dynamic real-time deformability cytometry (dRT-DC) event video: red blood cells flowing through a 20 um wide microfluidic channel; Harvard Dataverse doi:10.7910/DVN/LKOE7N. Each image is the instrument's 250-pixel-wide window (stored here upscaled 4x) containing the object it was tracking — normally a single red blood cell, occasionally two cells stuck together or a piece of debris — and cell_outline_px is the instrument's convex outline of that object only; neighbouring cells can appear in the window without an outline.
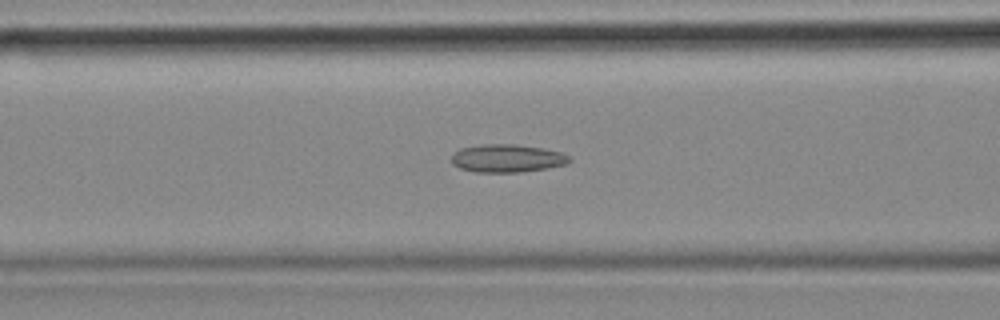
{"species": "common noctule bat (a hibernating species)", "species_latin": "Nyctalus noctula", "temperature_condition": "cold", "stored_images_in_passage": 23, "segment_of_instrument_passage": [2, 2], "camera_frame_rate_fps": 3000, "um_per_image_px": 0.085, "animal": {"sex": "female", "body_mass_g": 18.4}, "frame": {"image": 1, "passage_image": 23, "time_ms": 7.333, "image_size_px": [1000, 320], "cell_outline_px": [[572, 160], [568, 164], [548, 168], [520, 172], [476, 172], [460, 168], [452, 164], [452, 156], [460, 148], [480, 144], [516, 144], [540, 148], [560, 152], [568, 156]], "centroid_in_image_um": [43.11, 13.46], "position_along_channel_um": 123.5, "area_um2": 19.19}}